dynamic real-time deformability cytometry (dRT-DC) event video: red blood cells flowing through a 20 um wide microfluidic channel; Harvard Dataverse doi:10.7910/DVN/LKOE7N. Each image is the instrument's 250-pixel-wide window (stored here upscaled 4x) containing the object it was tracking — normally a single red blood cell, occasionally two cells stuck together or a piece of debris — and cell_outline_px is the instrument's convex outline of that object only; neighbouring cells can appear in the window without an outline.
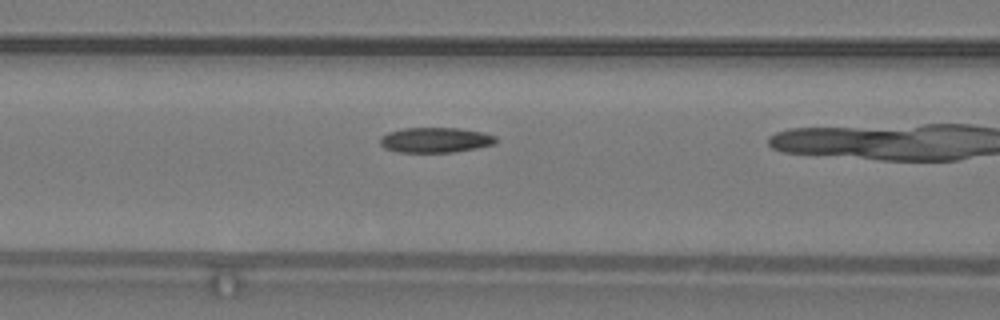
{"species": "common noctule bat (a hibernating species)", "species_latin": "Nyctalus noctula", "temperature_condition": "warm", "stored_images_in_passage": 13, "camera_frame_rate_fps": 3000, "um_per_image_px": 0.085, "animal": {"sex": "male", "body_mass_g": 19.2, "forearm_length_mm": 51.8}, "frame": {"image": 1, "passage_image": 3, "time_ms": 0.667, "image_size_px": [1000, 320], "cell_outline_px": [[496, 144], [476, 148], [452, 152], [396, 152], [384, 148], [380, 144], [380, 136], [388, 132], [404, 128], [460, 128], [484, 132], [496, 136]], "centroid_in_image_um": [37.0, 11.9], "position_along_channel_um": 129.6, "area_um2": 17.11}}